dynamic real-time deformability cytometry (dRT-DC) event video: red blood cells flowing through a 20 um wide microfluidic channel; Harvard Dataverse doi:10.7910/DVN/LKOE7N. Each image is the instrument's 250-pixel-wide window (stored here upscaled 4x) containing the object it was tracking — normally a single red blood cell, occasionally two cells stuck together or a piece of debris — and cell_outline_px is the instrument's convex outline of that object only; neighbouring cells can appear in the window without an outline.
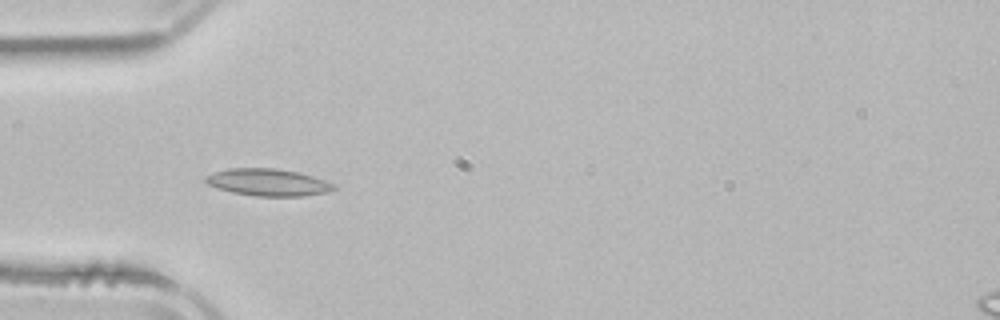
{"species": "common noctule bat (a hibernating species)", "species_latin": "Nyctalus noctula", "temperature_condition": "room temperature", "stored_images_in_passage": 4, "camera_frame_rate_fps": 3000, "um_per_image_px": 0.085, "animal": {"sex": "male", "body_mass_g": 21.5, "forearm_length_mm": 52.0}, "frame": {"image": 1, "passage_image": 4, "time_ms": 4.333, "image_size_px": [1000, 320], "cell_outline_px": [[336, 188], [328, 192], [304, 196], [256, 196], [232, 192], [208, 184], [204, 180], [204, 176], [212, 172], [228, 168], [276, 168], [300, 172], [336, 184]], "centroid_in_image_um": [22.79, 15.49], "position_along_channel_um": 62.2, "area_um2": 20.35}}